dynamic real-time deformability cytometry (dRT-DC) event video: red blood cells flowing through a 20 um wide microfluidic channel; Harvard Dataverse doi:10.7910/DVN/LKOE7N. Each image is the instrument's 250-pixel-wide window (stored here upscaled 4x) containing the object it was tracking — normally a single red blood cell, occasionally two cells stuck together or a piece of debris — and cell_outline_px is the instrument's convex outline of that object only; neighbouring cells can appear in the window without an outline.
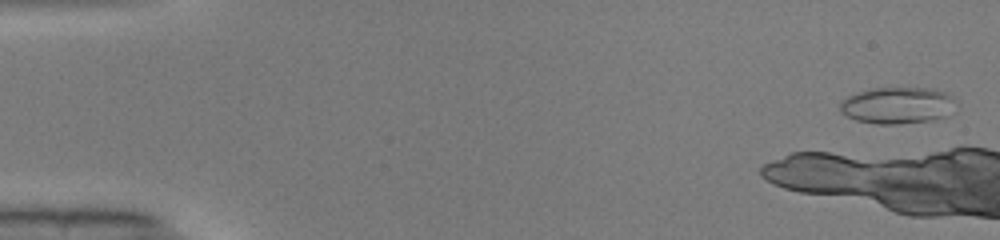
{"species": "common noctule bat (a hibernating species)", "species_latin": "Nyctalus noctula", "temperature_condition": "warm", "stored_images_in_passage": 9, "camera_frame_rate_fps": 3000, "um_per_image_px": 0.085, "animal": {"sex": "male", "body_mass_g": 19.0, "forearm_length_mm": 50.8}, "frame": {"image": 1, "passage_image": 2, "time_ms": 0.333, "image_size_px": [1000, 240], "cell_outline_px": [[956, 112], [944, 116], [928, 120], [892, 124], [876, 124], [856, 120], [840, 112], [840, 100], [848, 96], [872, 88], [932, 88], [944, 92], [952, 96], [956, 100]], "centroid_in_image_um": [76.31, 8.95], "position_along_channel_um": 8.7, "area_um2": 24.8}}